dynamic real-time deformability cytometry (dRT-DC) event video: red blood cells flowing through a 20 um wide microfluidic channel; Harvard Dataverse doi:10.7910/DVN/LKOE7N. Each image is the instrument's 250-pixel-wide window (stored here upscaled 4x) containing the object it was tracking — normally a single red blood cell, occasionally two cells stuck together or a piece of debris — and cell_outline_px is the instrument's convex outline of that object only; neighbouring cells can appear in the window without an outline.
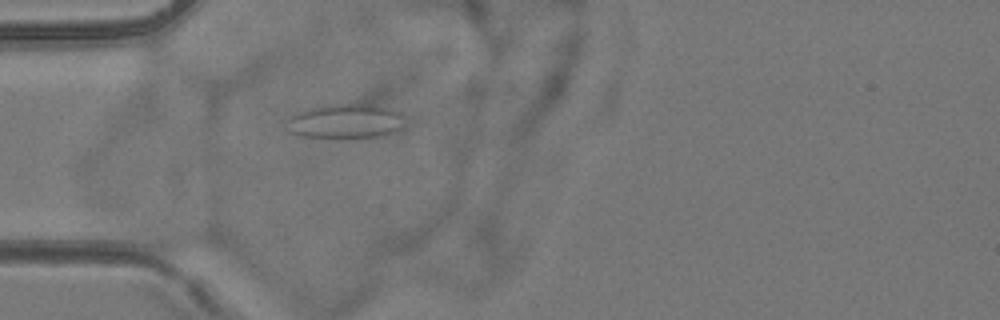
{"species": "common noctule bat (a hibernating species)", "species_latin": "Nyctalus noctula", "temperature_condition": "room temperature", "stored_images_in_passage": 5, "camera_frame_rate_fps": 3000, "um_per_image_px": 0.085, "animal": {"sex": "female", "body_mass_g": 24.6, "forearm_length_mm": 56.2}, "frame": {"image": 1, "passage_image": 5, "time_ms": 4.333, "image_size_px": [1000, 320], "cell_outline_px": [[404, 128], [392, 132], [376, 136], [352, 140], [300, 136], [288, 132], [284, 128], [288, 120], [296, 112], [308, 108], [324, 104], [356, 100], [392, 108], [400, 112]], "centroid_in_image_um": [29.33, 10.28], "position_along_channel_um": 55.7, "area_um2": 25.37}}